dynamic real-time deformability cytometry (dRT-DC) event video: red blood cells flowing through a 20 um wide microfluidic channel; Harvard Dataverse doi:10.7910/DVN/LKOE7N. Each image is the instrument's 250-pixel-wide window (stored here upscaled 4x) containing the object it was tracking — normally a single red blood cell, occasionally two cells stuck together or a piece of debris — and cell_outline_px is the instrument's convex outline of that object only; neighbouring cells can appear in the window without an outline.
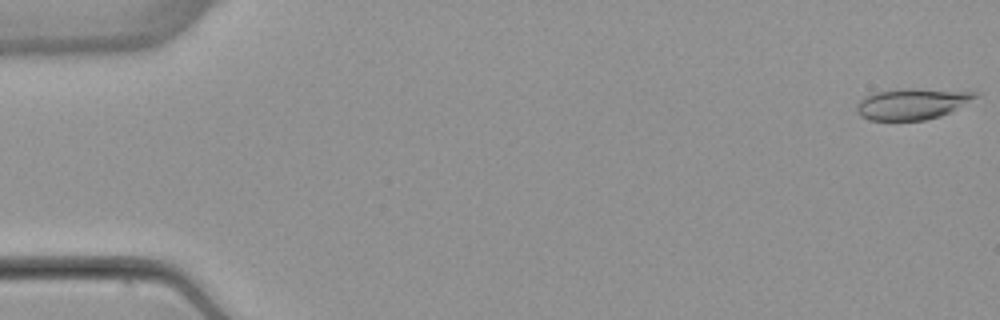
{"species": "common noctule bat (a hibernating species)", "species_latin": "Nyctalus noctula", "temperature_condition": "warm", "stored_images_in_passage": 53, "camera_frame_rate_fps": 3000, "um_per_image_px": 0.085, "animal": {"sex": "female", "body_mass_g": 22.7, "forearm_length_mm": 54.2}, "frame": {"image": 1, "passage_image": 1, "time_ms": 0.0, "image_size_px": [1000, 320], "cell_outline_px": [[980, 96], [952, 112], [940, 116], [924, 120], [868, 120], [860, 116], [856, 112], [856, 104], [860, 100], [876, 92], [908, 88], [912, 88], [980, 92]], "centroid_in_image_um": [77.57, 8.83], "position_along_channel_um": 7.4, "area_um2": 21.62}}
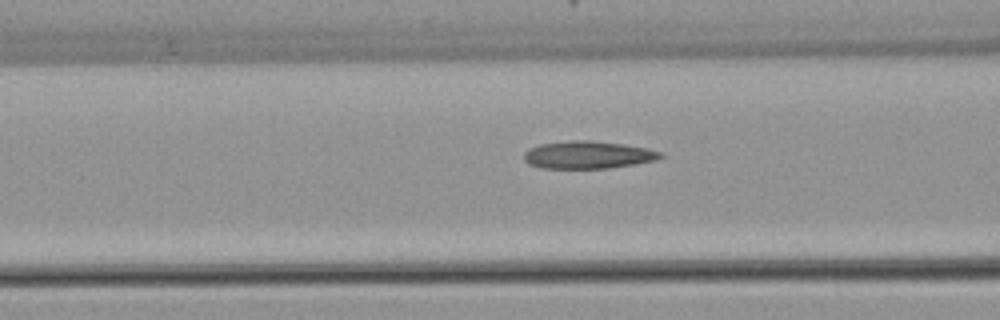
{"frame": {"image": 2, "passage_image": 21, "time_ms": 6.667, "image_size_px": [1000, 320], "cell_outline_px": [[664, 156], [656, 160], [636, 164], [608, 168], [540, 168], [528, 164], [524, 160], [524, 152], [528, 148], [540, 144], [572, 140], [588, 140], [624, 144], [648, 148], [664, 152]], "centroid_in_image_um": [49.99, 13.16], "position_along_channel_um": 116.6, "area_um2": 22.14}}
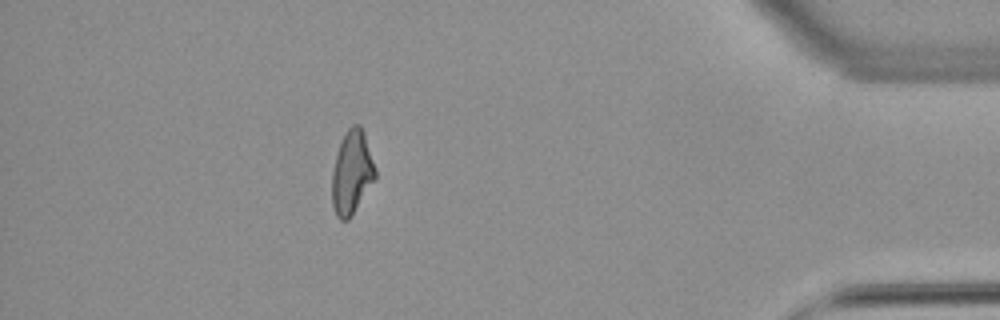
{"frame": {"image": 3, "passage_image": 47, "time_ms": 15.333, "image_size_px": [1000, 320], "cell_outline_px": [[376, 180], [352, 216], [348, 220], [340, 220], [336, 216], [332, 204], [332, 172], [336, 156], [344, 132], [352, 124], [360, 124], [364, 132], [376, 168]], "centroid_in_image_um": [29.92, 14.68], "position_along_channel_um": 405.3, "area_um2": 21.39}, "authors_computed_cell_mechanics": {"area_um2": 21.386, "velocity_mm_per_s": 3.8948, "shape_relaxation_time_tau1_ms": null, "shape_relaxation_time_tau2_ms": 2.8435, "deformation_change_tau1": null, "deformation_change_tau2": 0.1146}}